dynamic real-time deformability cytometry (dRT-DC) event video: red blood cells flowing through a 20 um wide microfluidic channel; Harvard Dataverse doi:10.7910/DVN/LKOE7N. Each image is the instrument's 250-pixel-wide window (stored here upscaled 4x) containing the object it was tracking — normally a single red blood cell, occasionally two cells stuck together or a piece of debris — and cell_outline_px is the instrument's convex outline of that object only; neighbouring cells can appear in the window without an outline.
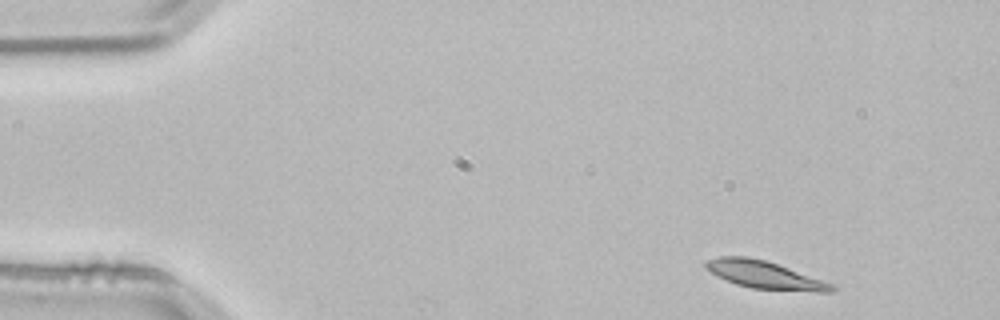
{"species": "common noctule bat (a hibernating species)", "species_latin": "Nyctalus noctula", "temperature_condition": "room temperature", "stored_images_in_passage": 3, "segment_of_instrument_passage": [2, 2], "camera_frame_rate_fps": 3000, "um_per_image_px": 0.085, "animal": {"sex": "male", "body_mass_g": 21.5, "forearm_length_mm": 52.0}, "frame": {"image": 1, "passage_image": 3, "time_ms": 0.667, "image_size_px": [1000, 320], "cell_outline_px": [[836, 288], [832, 292], [816, 292], [752, 288], [736, 284], [716, 276], [704, 264], [708, 260], [720, 256], [748, 256], [768, 260], [832, 284]], "centroid_in_image_um": [65.0, 23.36], "position_along_channel_um": 20.0, "area_um2": 20.11}}